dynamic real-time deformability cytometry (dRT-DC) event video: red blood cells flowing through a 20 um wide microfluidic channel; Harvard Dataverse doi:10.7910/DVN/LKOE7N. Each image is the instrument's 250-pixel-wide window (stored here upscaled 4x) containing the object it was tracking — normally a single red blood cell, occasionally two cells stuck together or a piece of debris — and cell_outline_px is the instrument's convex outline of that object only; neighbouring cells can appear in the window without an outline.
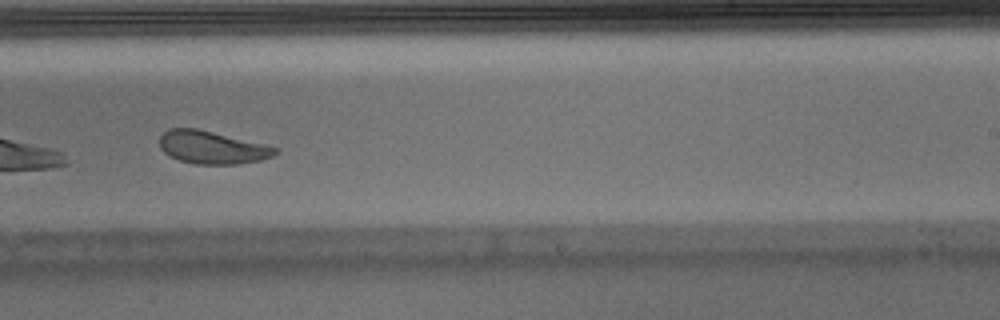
{"species": "Egyptian fruit bat (a non-hibernating species)", "species_latin": "Rousettus aegyptiacus", "temperature_condition": "warm", "stored_images_in_passage": 36, "camera_frame_rate_fps": 3000, "um_per_image_px": 0.085, "animal": {"sex": "male"}, "frame": {"image": 1, "passage_image": 21, "time_ms": 6.667, "image_size_px": [1000, 320], "cell_outline_px": [[280, 152], [272, 156], [260, 160], [236, 164], [196, 164], [180, 160], [164, 152], [160, 148], [160, 136], [168, 128], [196, 128], [264, 144], [276, 148]], "centroid_in_image_um": [18.01, 12.53], "position_along_channel_um": 271.0, "area_um2": 21.85}, "authors_computed_cell_mechanics": {"area_um2": 23.3801, "velocity_mm_per_s": 3.9064, "shape_relaxation_time_tau1_ms": 3.2654, "shape_relaxation_time_tau2_ms": 3.6971, "deformation_change_tau1": 0.1312, "deformation_change_tau2": 0.1164}}